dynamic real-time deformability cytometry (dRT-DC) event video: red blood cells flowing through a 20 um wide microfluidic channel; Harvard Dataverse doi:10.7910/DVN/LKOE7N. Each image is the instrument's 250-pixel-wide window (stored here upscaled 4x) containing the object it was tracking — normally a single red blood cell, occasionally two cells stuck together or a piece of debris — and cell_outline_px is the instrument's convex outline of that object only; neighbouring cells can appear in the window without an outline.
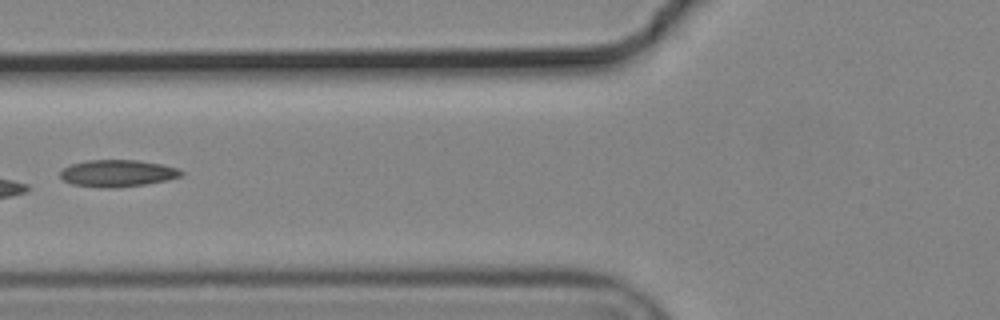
{"species": "common noctule bat (a hibernating species)", "species_latin": "Nyctalus noctula", "temperature_condition": "cold", "stored_images_in_passage": 2, "camera_frame_rate_fps": 3000, "um_per_image_px": 0.085, "animal": {"sex": "male", "body_mass_g": 19.2, "forearm_length_mm": 51.8}, "frame": {"image": 1, "passage_image": 2, "time_ms": 0.333, "image_size_px": [1000, 320], "cell_outline_px": [[184, 172], [180, 176], [168, 180], [144, 184], [116, 188], [100, 188], [72, 184], [64, 180], [60, 176], [60, 172], [64, 168], [72, 164], [88, 160], [136, 160], [160, 164], [180, 168]], "centroid_in_image_um": [10.0, 14.73], "position_along_channel_um": 115.8, "area_um2": 18.96}}